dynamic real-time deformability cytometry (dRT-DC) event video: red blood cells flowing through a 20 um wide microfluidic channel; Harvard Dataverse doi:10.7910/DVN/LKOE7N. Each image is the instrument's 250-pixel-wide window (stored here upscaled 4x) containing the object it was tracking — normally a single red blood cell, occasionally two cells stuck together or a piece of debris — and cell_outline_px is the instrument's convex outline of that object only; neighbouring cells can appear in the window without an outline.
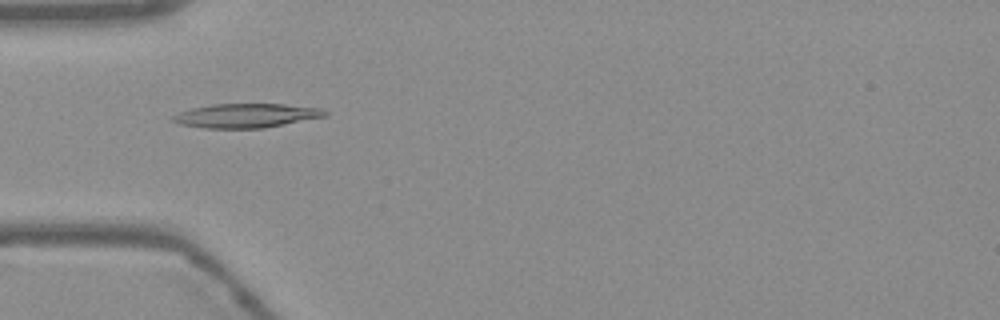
{"species": "Egyptian fruit bat (a non-hibernating species)", "species_latin": "Rousettus aegyptiacus", "temperature_condition": "warm", "stored_images_in_passage": 53, "camera_frame_rate_fps": 3000, "um_per_image_px": 0.085, "frame": {"image": 1, "passage_image": 16, "time_ms": 5.0, "image_size_px": [1000, 320], "cell_outline_px": [[328, 116], [264, 128], [204, 128], [180, 124], [172, 120], [172, 116], [180, 112], [192, 108], [212, 104], [284, 104], [320, 108], [328, 112]], "centroid_in_image_um": [20.95, 9.83], "position_along_channel_um": 64.0, "area_um2": 21.33}}
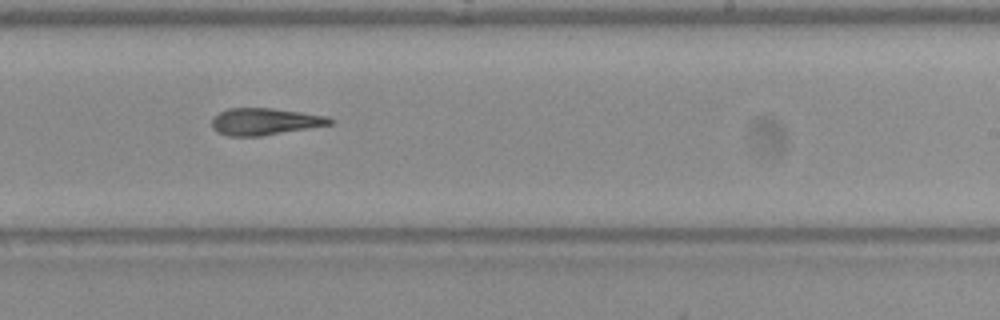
{"frame": {"image": 2, "passage_image": 32, "time_ms": 10.333, "image_size_px": [1000, 320], "cell_outline_px": [[332, 124], [260, 136], [228, 136], [216, 132], [212, 128], [212, 116], [228, 108], [272, 108], [328, 116], [332, 120]], "centroid_in_image_um": [22.45, 10.33], "position_along_channel_um": 266.5, "area_um2": 18.44}}
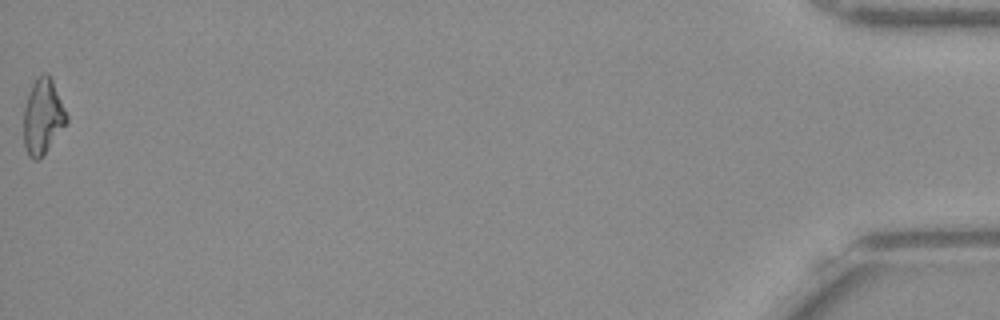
{"frame": {"image": 3, "passage_image": 53, "time_ms": 17.333, "image_size_px": [1000, 320], "cell_outline_px": [[68, 124], [44, 156], [40, 160], [32, 160], [28, 156], [24, 144], [24, 108], [28, 92], [32, 84], [44, 72], [48, 72], [52, 80], [68, 116]], "centroid_in_image_um": [3.65, 9.98], "position_along_channel_um": 431.5, "area_um2": 19.19}}